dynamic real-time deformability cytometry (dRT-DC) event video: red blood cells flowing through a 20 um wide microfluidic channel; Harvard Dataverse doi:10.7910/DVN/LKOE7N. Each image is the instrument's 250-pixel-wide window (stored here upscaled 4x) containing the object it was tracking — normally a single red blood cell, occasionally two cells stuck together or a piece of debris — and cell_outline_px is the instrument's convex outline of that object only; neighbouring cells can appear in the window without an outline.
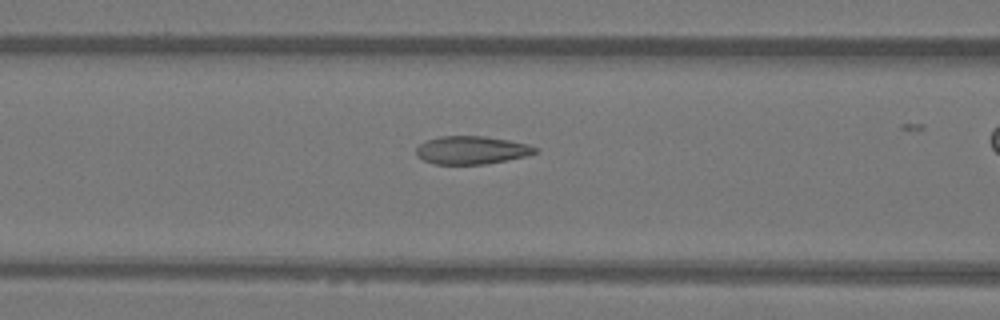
{"species": "Egyptian fruit bat (a non-hibernating species)", "species_latin": "Rousettus aegyptiacus", "temperature_condition": "warm", "stored_images_in_passage": 8, "camera_frame_rate_fps": 3000, "um_per_image_px": 0.085, "animal": {"sex": "female"}, "frame": {"image": 1, "passage_image": 6, "time_ms": 1.667, "image_size_px": [1000, 320], "cell_outline_px": [[540, 152], [528, 156], [508, 160], [484, 164], [432, 164], [416, 156], [416, 148], [420, 144], [428, 140], [440, 136], [484, 136], [508, 140], [528, 144], [536, 148]], "centroid_in_image_um": [40.1, 12.77], "position_along_channel_um": 126.5, "area_um2": 19.54}}
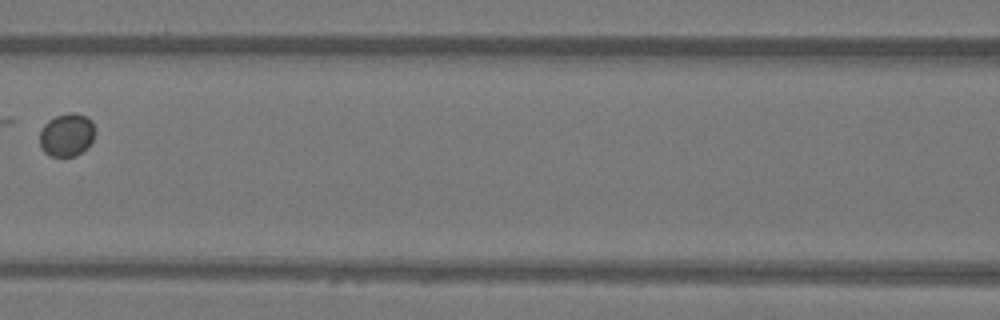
{"frame": {"image": 2, "passage_image": 7, "time_ms": 2.0, "image_size_px": [1000, 320], "cell_outline_px": [[96, 132], [88, 148], [76, 156], [52, 156], [44, 152], [40, 148], [40, 128], [48, 120], [56, 116], [68, 112], [76, 112], [92, 120]], "centroid_in_image_um": [5.68, 11.46], "position_along_channel_um": 160.9, "area_um2": 14.16}}
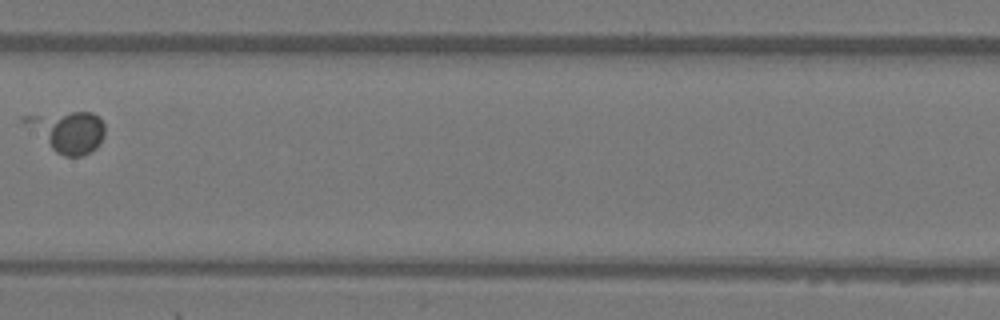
{"frame": {"image": 3, "passage_image": 8, "time_ms": 2.333, "image_size_px": [1000, 320], "cell_outline_px": [[104, 136], [96, 148], [80, 156], [64, 156], [56, 152], [20, 120], [20, 116], [72, 112], [92, 112], [100, 116], [104, 124]], "centroid_in_image_um": [5.77, 11.16], "position_along_channel_um": 201.6, "area_um2": 19.02}}